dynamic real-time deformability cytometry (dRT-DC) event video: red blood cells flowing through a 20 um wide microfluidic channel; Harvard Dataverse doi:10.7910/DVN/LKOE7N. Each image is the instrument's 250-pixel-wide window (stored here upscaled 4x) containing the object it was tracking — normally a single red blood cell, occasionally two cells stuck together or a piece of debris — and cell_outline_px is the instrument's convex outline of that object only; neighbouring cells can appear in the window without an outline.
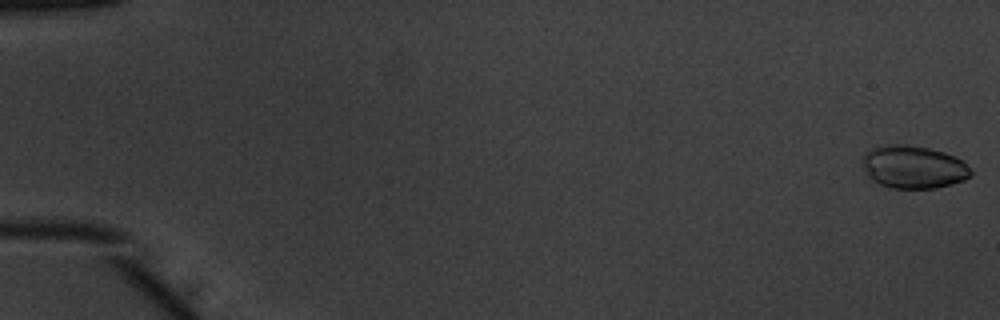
{"species": "common noctule bat (a hibernating species)", "species_latin": "Nyctalus noctula", "temperature_condition": "warm", "stored_images_in_passage": 53, "camera_frame_rate_fps": 3000, "um_per_image_px": 0.085, "animal": {"sex": "male", "body_mass_g": 20.1, "forearm_length_mm": 53.5}, "frame": {"image": 1, "passage_image": 1, "time_ms": 0.0, "image_size_px": [1000, 320], "cell_outline_px": [[972, 176], [964, 180], [952, 184], [936, 188], [892, 188], [880, 184], [872, 180], [868, 176], [864, 168], [860, 156], [864, 152], [872, 148], [884, 144], [904, 144], [928, 148], [944, 152], [956, 156], [964, 160], [972, 168]], "centroid_in_image_um": [77.66, 14.18], "position_along_channel_um": 7.3, "area_um2": 27.57}}
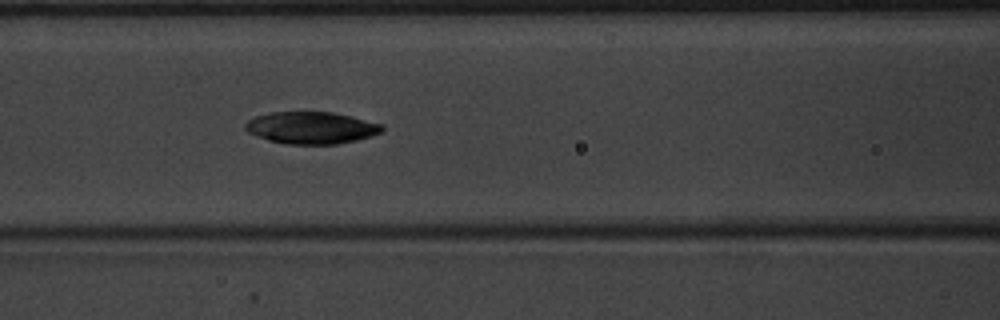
{"frame": {"image": 2, "passage_image": 24, "time_ms": 7.667, "image_size_px": [1000, 320], "cell_outline_px": [[384, 132], [372, 136], [356, 140], [336, 144], [288, 144], [268, 140], [256, 136], [248, 132], [244, 128], [244, 124], [248, 120], [256, 116], [272, 112], [332, 112], [352, 116], [384, 124]], "centroid_in_image_um": [26.49, 10.86], "position_along_channel_um": 140.1, "area_um2": 25.72}}
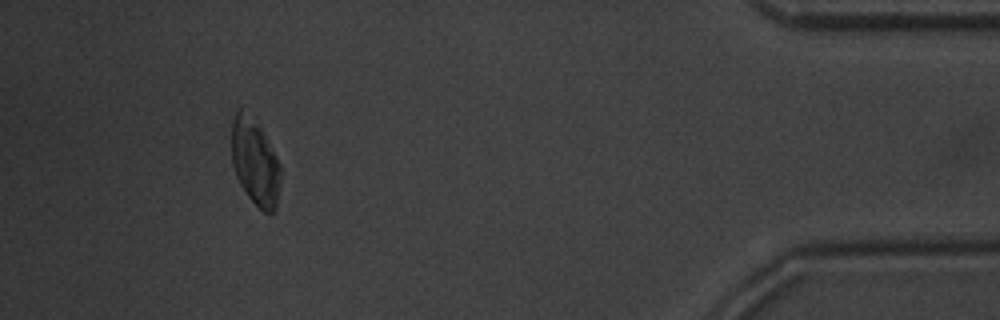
{"frame": {"image": 3, "passage_image": 49, "time_ms": 16.0, "image_size_px": [1000, 320], "cell_outline_px": [[280, 184], [276, 208], [268, 216], [248, 196], [240, 184], [236, 176], [232, 164], [232, 120], [236, 112], [240, 108], [260, 128], [276, 156], [280, 168]], "centroid_in_image_um": [21.67, 13.85], "position_along_channel_um": 413.5, "area_um2": 24.1}, "authors_computed_cell_mechanics": {"area_um2": 26.0678, "velocity_mm_per_s": 3.9455, "shape_relaxation_time_tau1_ms": 2.9435, "shape_relaxation_time_tau2_ms": 3.7425, "deformation_change_tau1": 0.0884, "deformation_change_tau2": 0.0784}}